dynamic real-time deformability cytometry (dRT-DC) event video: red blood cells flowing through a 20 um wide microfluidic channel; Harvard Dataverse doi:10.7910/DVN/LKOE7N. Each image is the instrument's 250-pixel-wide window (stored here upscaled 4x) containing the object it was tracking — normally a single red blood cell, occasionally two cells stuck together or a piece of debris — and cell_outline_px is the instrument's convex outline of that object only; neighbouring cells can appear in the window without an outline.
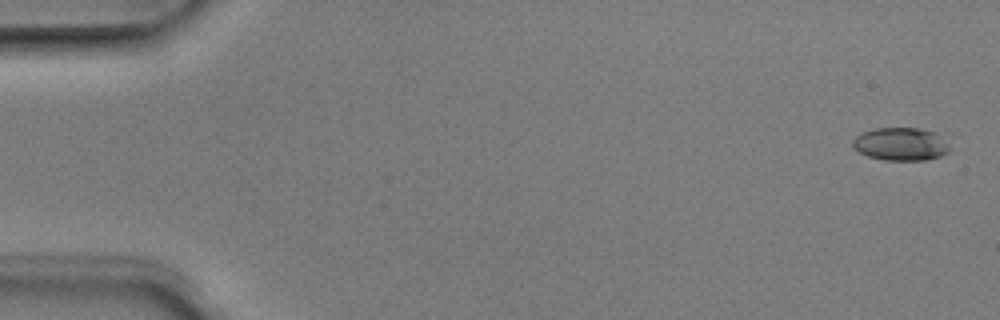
{"species": "Egyptian fruit bat (a non-hibernating species)", "species_latin": "Rousettus aegyptiacus", "temperature_condition": "room temperature", "stored_images_in_passage": 5, "camera_frame_rate_fps": 3000, "um_per_image_px": 0.085, "animal": {"sex": "male"}, "frame": {"image": 1, "passage_image": 1, "time_ms": 0.0, "image_size_px": [1000, 320], "cell_outline_px": [[948, 152], [940, 156], [924, 160], [884, 160], [868, 156], [860, 152], [852, 144], [852, 140], [856, 136], [864, 132], [876, 128], [920, 128], [936, 132], [948, 144]], "centroid_in_image_um": [76.57, 12.24], "position_along_channel_um": 8.4, "area_um2": 18.44}}
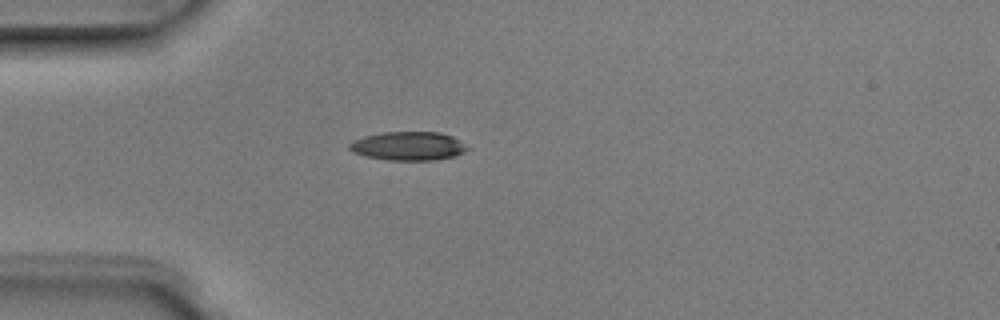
{"frame": {"image": 2, "passage_image": 4, "time_ms": 1.0, "image_size_px": [1000, 320], "cell_outline_px": [[468, 148], [464, 152], [452, 156], [436, 160], [388, 160], [364, 156], [348, 148], [348, 144], [364, 136], [384, 132], [440, 132], [452, 136], [460, 140]], "centroid_in_image_um": [34.71, 12.41], "position_along_channel_um": 50.3, "area_um2": 19.54}}